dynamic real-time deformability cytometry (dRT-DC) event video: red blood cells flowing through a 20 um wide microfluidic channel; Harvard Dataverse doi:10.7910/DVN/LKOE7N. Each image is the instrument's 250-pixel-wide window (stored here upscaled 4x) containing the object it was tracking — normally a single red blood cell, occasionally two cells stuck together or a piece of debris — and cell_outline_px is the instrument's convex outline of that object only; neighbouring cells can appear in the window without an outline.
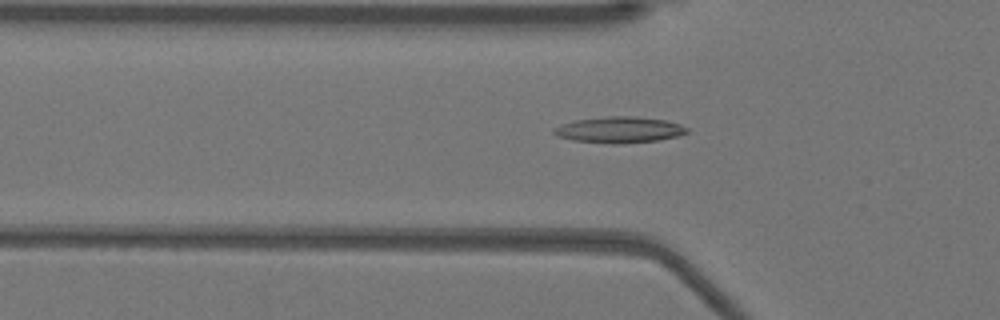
{"species": "Egyptian fruit bat (a non-hibernating species)", "species_latin": "Rousettus aegyptiacus", "temperature_condition": "warm", "stored_images_in_passage": 52, "camera_frame_rate_fps": 3000, "um_per_image_px": 0.085, "animal": {"sex": "female"}, "frame": {"image": 1, "passage_image": 17, "time_ms": 5.333, "image_size_px": [1000, 320], "cell_outline_px": [[688, 132], [676, 136], [660, 140], [624, 144], [612, 144], [572, 140], [556, 136], [552, 132], [552, 128], [560, 124], [576, 120], [608, 116], [636, 116], [668, 120], [680, 124], [688, 128]], "centroid_in_image_um": [52.63, 11.03], "position_along_channel_um": 73.2, "area_um2": 20.58}}
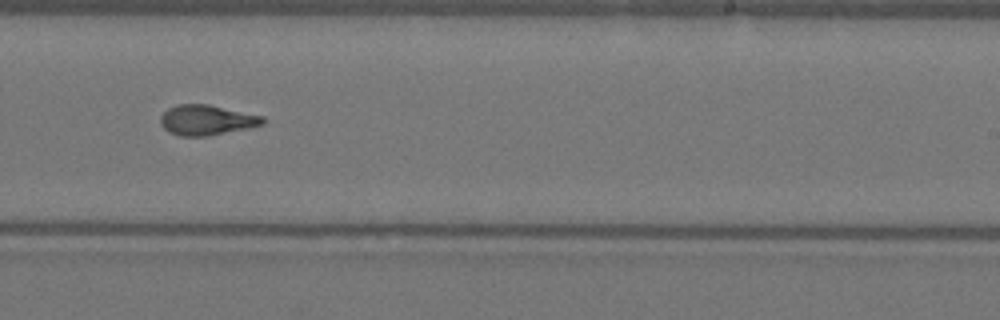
{"frame": {"image": 2, "passage_image": 32, "time_ms": 10.333, "image_size_px": [1000, 320], "cell_outline_px": [[264, 124], [248, 128], [208, 136], [180, 136], [168, 132], [160, 124], [160, 116], [168, 108], [176, 104], [208, 104], [264, 116]], "centroid_in_image_um": [17.54, 10.2], "position_along_channel_um": 271.5, "area_um2": 18.09}}
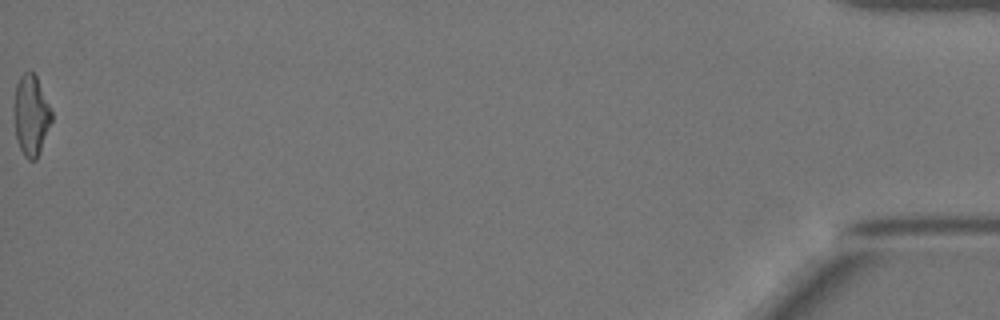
{"frame": {"image": 3, "passage_image": 52, "time_ms": 17.0, "image_size_px": [1000, 320], "cell_outline_px": [[52, 120], [40, 152], [36, 160], [28, 160], [24, 156], [20, 148], [16, 136], [16, 84], [20, 76], [24, 72], [32, 72], [36, 76], [52, 112]], "centroid_in_image_um": [2.67, 9.83], "position_along_channel_um": 432.5, "area_um2": 16.99}, "authors_computed_cell_mechanics": {"area_um2": 17.9469, "velocity_mm_per_s": 3.9389, "shape_relaxation_time_tau1_ms": null, "shape_relaxation_time_tau2_ms": 2.0155, "deformation_change_tau1": null, "deformation_change_tau2": 0.1095}}